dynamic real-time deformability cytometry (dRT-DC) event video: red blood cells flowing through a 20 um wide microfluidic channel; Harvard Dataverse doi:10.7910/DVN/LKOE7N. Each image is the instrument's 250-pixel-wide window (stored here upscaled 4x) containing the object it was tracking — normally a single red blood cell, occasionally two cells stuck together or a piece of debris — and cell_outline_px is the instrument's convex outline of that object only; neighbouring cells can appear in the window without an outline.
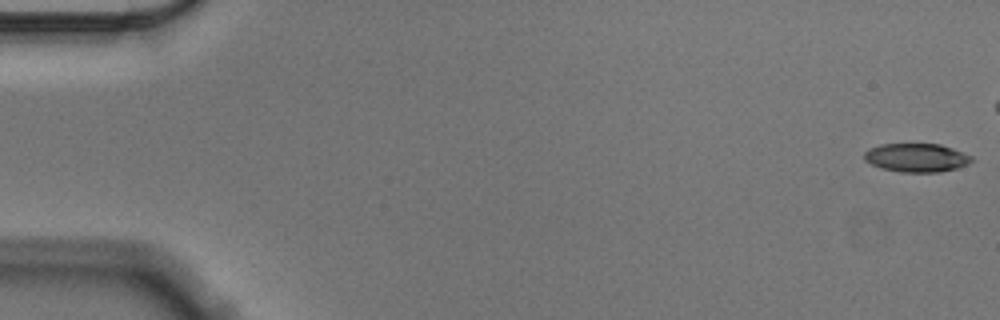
{"species": "Egyptian fruit bat (a non-hibernating species)", "species_latin": "Rousettus aegyptiacus", "temperature_condition": "cold", "stored_images_in_passage": 50, "camera_frame_rate_fps": 3000, "um_per_image_px": 0.085, "animal": {"sex": "male"}, "frame": {"image": 1, "passage_image": 1, "time_ms": 0.0, "image_size_px": [1000, 320], "cell_outline_px": [[972, 160], [968, 164], [956, 168], [940, 172], [900, 172], [880, 168], [864, 160], [864, 152], [868, 148], [880, 144], [940, 144], [952, 148], [972, 156]], "centroid_in_image_um": [77.87, 13.4], "position_along_channel_um": 7.1, "area_um2": 17.92}}
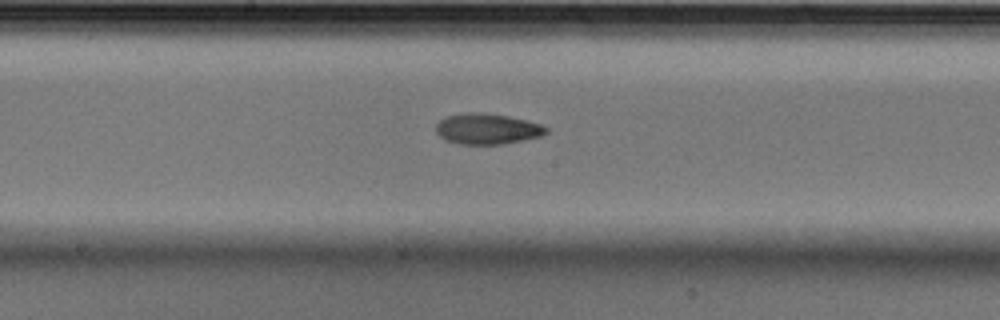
{"frame": {"image": 2, "passage_image": 30, "time_ms": 9.667, "image_size_px": [1000, 320], "cell_outline_px": [[548, 132], [540, 136], [524, 140], [504, 144], [456, 144], [444, 140], [436, 132], [436, 124], [440, 120], [448, 116], [472, 112], [476, 112], [508, 116], [528, 120], [540, 124], [548, 128]], "centroid_in_image_um": [41.41, 10.97], "position_along_channel_um": 206.8, "area_um2": 19.71}}
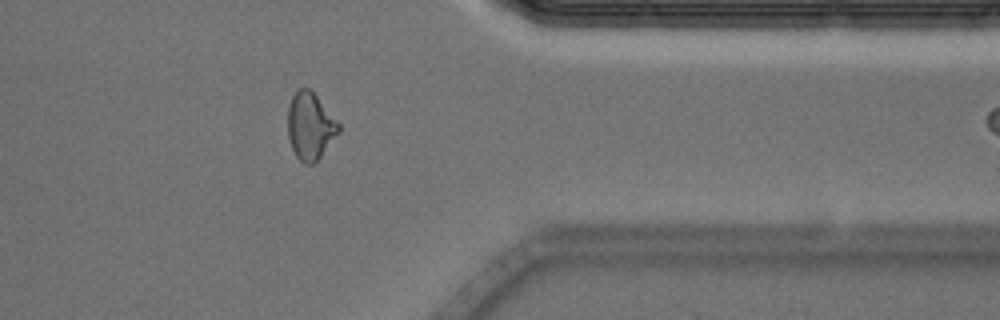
{"frame": {"image": 3, "passage_image": 46, "time_ms": 15.0, "image_size_px": [1000, 320], "cell_outline_px": [[340, 132], [320, 156], [312, 164], [304, 164], [296, 156], [292, 148], [288, 136], [288, 108], [292, 96], [296, 88], [308, 88], [316, 96], [340, 124]], "centroid_in_image_um": [26.35, 10.71], "position_along_channel_um": 385.0, "area_um2": 19.65}, "authors_computed_cell_mechanics": {"area_um2": 19.3341, "velocity_mm_per_s": 3.5553, "shape_relaxation_time_tau1_ms": 4.6003, "shape_relaxation_time_tau2_ms": 6.8478, "deformation_change_tau1": 0.1562, "deformation_change_tau2": 0.1545}}